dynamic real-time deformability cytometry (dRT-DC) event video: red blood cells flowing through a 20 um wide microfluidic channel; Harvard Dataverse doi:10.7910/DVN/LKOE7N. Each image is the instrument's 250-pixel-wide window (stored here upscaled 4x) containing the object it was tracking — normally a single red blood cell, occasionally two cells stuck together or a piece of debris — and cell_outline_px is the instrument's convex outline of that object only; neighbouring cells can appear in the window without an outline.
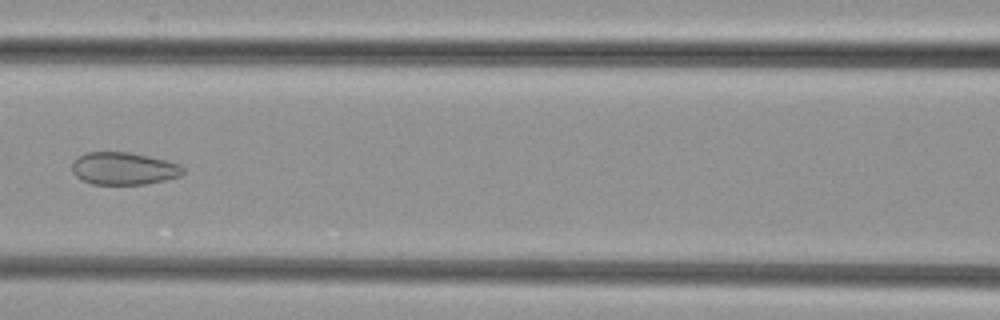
{"species": "common noctule bat (a hibernating species)", "species_latin": "Nyctalus noctula", "temperature_condition": "cold", "stored_images_in_passage": 7, "camera_frame_rate_fps": 3000, "um_per_image_px": 0.085, "animal": {"sex": "female", "body_mass_g": 29.2, "forearm_length_mm": 56.3}, "frame": {"image": 1, "passage_image": 7, "time_ms": 2.0, "image_size_px": [1000, 320], "cell_outline_px": [[184, 172], [180, 176], [164, 180], [144, 184], [92, 184], [76, 176], [72, 172], [72, 160], [88, 152], [132, 152], [168, 160], [180, 164], [184, 168]], "centroid_in_image_um": [10.53, 14.31], "position_along_channel_um": 156.1, "area_um2": 21.1}}